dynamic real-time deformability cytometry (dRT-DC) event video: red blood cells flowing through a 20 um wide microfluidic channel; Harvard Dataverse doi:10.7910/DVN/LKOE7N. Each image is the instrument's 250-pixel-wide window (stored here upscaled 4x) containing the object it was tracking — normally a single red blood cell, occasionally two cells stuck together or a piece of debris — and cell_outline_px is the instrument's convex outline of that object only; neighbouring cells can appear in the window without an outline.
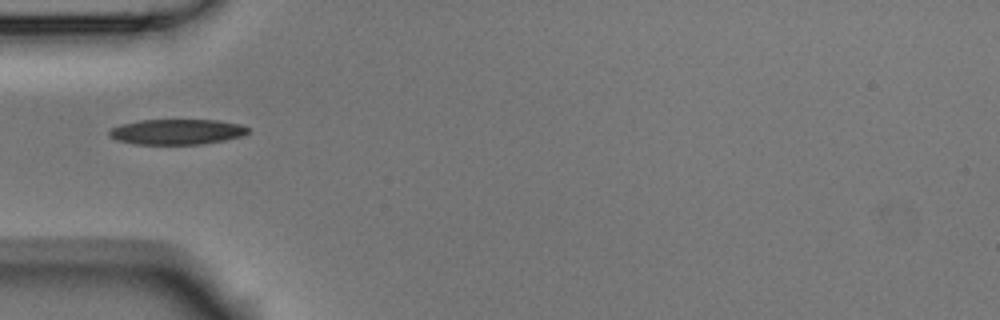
{"species": "Egyptian fruit bat (a non-hibernating species)", "species_latin": "Rousettus aegyptiacus", "temperature_condition": "room temperature", "stored_images_in_passage": 4, "camera_frame_rate_fps": 3000, "um_per_image_px": 0.085, "animal": {"sex": "male"}, "frame": {"image": 1, "passage_image": 4, "time_ms": 1.0, "image_size_px": [1000, 320], "cell_outline_px": [[248, 132], [240, 136], [224, 140], [200, 144], [136, 144], [116, 140], [108, 136], [108, 132], [112, 128], [120, 124], [140, 120], [216, 120], [240, 124], [248, 128]], "centroid_in_image_um": [14.98, 11.2], "position_along_channel_um": 70.0, "area_um2": 20.4}}